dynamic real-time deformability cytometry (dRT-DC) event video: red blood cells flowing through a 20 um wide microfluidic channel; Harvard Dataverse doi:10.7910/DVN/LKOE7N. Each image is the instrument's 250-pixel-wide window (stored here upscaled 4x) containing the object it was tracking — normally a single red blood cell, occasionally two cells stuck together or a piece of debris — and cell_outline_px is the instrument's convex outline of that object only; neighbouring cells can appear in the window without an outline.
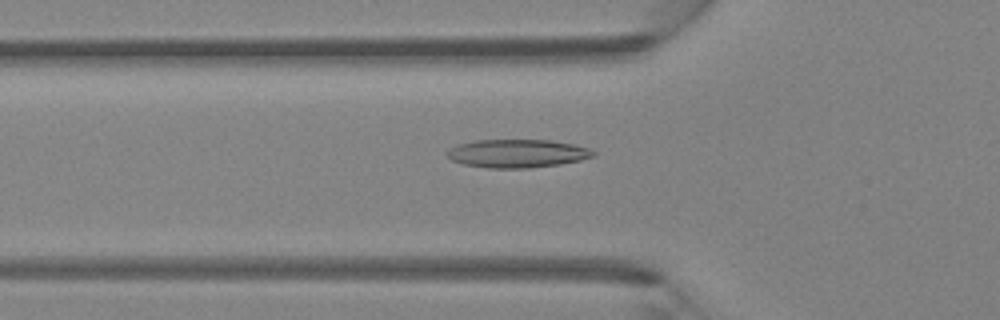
{"species": "Egyptian fruit bat (a non-hibernating species)", "species_latin": "Rousettus aegyptiacus", "temperature_condition": "room temperature", "stored_images_in_passage": 48, "camera_frame_rate_fps": 3000, "um_per_image_px": 0.085, "animal": {"sex": "female"}, "frame": {"image": 1, "passage_image": 17, "time_ms": 5.333, "image_size_px": [1000, 320], "cell_outline_px": [[596, 156], [580, 160], [560, 164], [528, 168], [488, 168], [464, 164], [452, 160], [448, 156], [448, 148], [460, 144], [476, 140], [548, 140], [572, 144], [588, 148], [596, 152]], "centroid_in_image_um": [43.99, 13.05], "position_along_channel_um": 81.8, "area_um2": 23.93}}
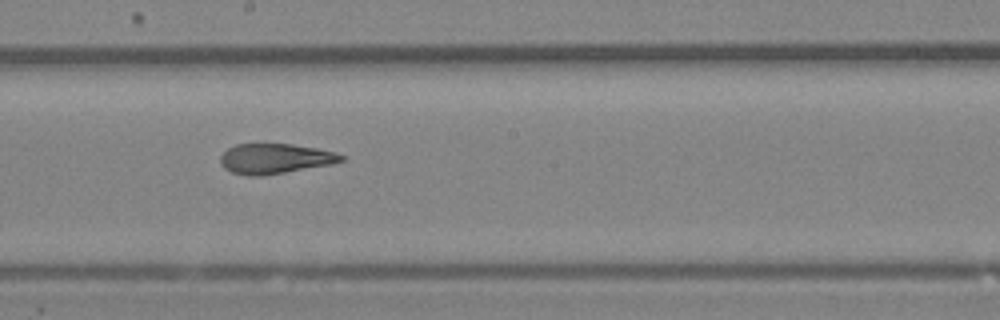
{"frame": {"image": 2, "passage_image": 27, "time_ms": 8.667, "image_size_px": [1000, 320], "cell_outline_px": [[344, 160], [332, 164], [260, 176], [248, 176], [232, 172], [224, 168], [220, 164], [220, 156], [228, 148], [236, 144], [292, 144], [316, 148], [336, 152], [344, 156]], "centroid_in_image_um": [23.36, 13.48], "position_along_channel_um": 224.8, "area_um2": 21.1}}
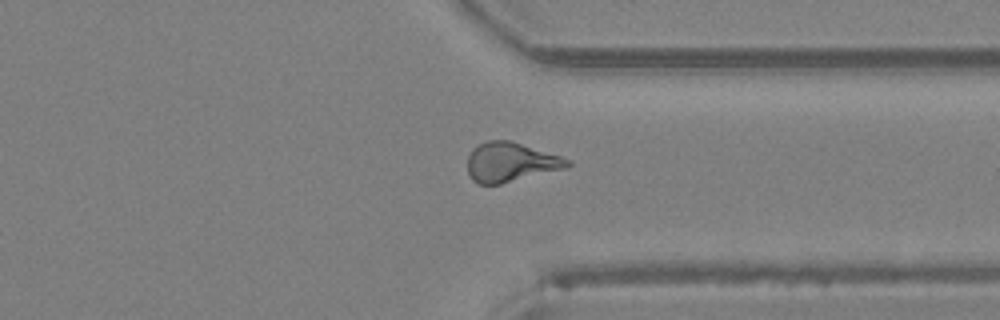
{"frame": {"image": 3, "passage_image": 37, "time_ms": 12.0, "image_size_px": [1000, 320], "cell_outline_px": [[572, 164], [568, 168], [500, 184], [480, 184], [472, 180], [468, 172], [468, 156], [472, 148], [476, 144], [488, 140], [508, 140], [560, 156], [572, 160]], "centroid_in_image_um": [43.4, 13.78], "position_along_channel_um": 368.0, "area_um2": 23.0}, "authors_computed_cell_mechanics": {"area_um2": 22.5131, "velocity_mm_per_s": 4.2919, "shape_relaxation_time_tau1_ms": null, "shape_relaxation_time_tau2_ms": 2.2205, "deformation_change_tau1": null, "deformation_change_tau2": 0.1081}}